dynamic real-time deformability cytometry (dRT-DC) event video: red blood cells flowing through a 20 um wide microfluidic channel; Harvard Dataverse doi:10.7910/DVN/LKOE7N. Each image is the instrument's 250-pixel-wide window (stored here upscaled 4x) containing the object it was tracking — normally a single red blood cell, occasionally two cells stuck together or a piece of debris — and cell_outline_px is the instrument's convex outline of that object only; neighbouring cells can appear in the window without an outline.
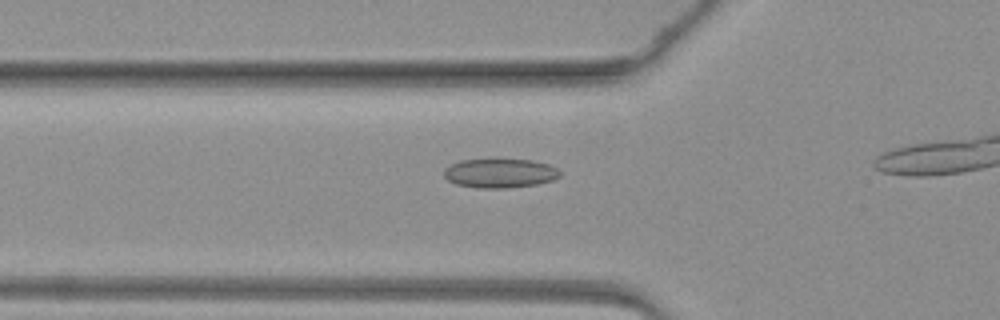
{"species": "common noctule bat (a hibernating species)", "species_latin": "Nyctalus noctula", "temperature_condition": "warm", "stored_images_in_passage": 21, "camera_frame_rate_fps": 3000, "um_per_image_px": 0.085, "animal": {"sex": "female", "body_mass_g": 19.3, "forearm_length_mm": 54.1}, "frame": {"image": 1, "passage_image": 11, "time_ms": 3.333, "image_size_px": [1000, 320], "cell_outline_px": [[560, 176], [552, 180], [536, 184], [508, 188], [476, 188], [456, 184], [448, 180], [444, 176], [444, 168], [460, 160], [532, 160], [548, 164], [556, 168], [560, 172]], "centroid_in_image_um": [42.48, 14.73], "position_along_channel_um": 83.3, "area_um2": 19.54}}
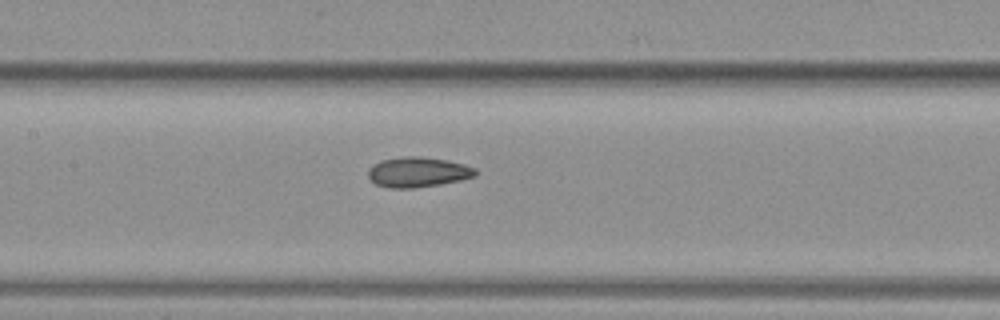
{"frame": {"image": 2, "passage_image": 17, "time_ms": 5.333, "image_size_px": [1000, 320], "cell_outline_px": [[476, 176], [460, 180], [440, 184], [412, 188], [388, 188], [376, 184], [368, 176], [368, 168], [372, 164], [380, 160], [404, 156], [420, 156], [448, 160], [464, 164], [476, 168]], "centroid_in_image_um": [35.5, 14.62], "position_along_channel_um": 171.9, "area_um2": 18.96}}
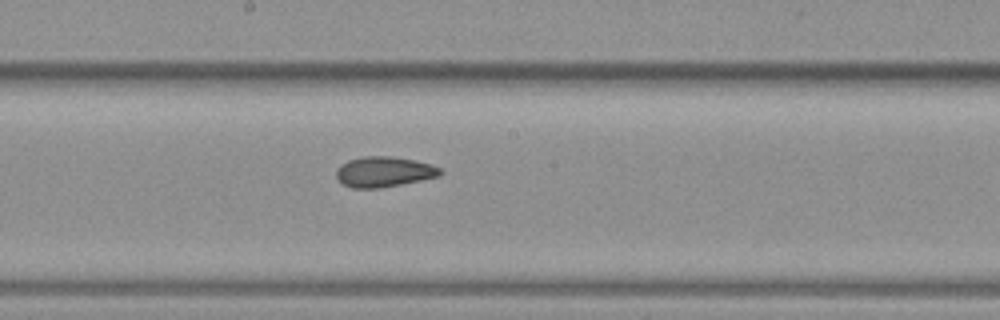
{"frame": {"image": 3, "passage_image": 20, "time_ms": 6.333, "image_size_px": [1000, 320], "cell_outline_px": [[444, 172], [440, 176], [380, 188], [352, 188], [344, 184], [336, 176], [336, 172], [340, 164], [348, 160], [364, 156], [388, 156], [412, 160], [432, 164], [440, 168]], "centroid_in_image_um": [32.64, 14.6], "position_along_channel_um": 215.6, "area_um2": 18.26}}